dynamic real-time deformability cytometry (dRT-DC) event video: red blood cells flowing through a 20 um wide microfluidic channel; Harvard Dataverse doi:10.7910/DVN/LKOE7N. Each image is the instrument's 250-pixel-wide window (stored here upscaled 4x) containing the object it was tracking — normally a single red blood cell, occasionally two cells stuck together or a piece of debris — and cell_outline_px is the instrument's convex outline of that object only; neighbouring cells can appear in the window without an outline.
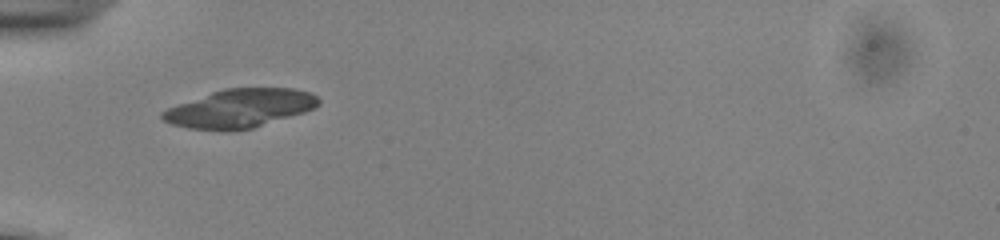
{"species": "common noctule bat (a hibernating species)", "species_latin": "Nyctalus noctula", "temperature_condition": "cold", "stored_images_in_passage": 36, "camera_frame_rate_fps": 3000, "um_per_image_px": 0.085, "animal": {"sex": "male", "body_mass_g": 13.0, "forearm_length_mm": 53.1}, "frame": {"image": 1, "passage_image": 1, "time_ms": 0.0, "image_size_px": [1000, 240], "cell_outline_px": [[320, 104], [316, 108], [304, 112], [252, 128], [224, 132], [188, 128], [172, 124], [164, 120], [160, 116], [160, 112], [168, 108], [212, 92], [224, 88], [296, 88], [312, 92], [320, 100]], "centroid_in_image_um": [20.41, 9.22], "position_along_channel_um": 64.6, "area_um2": 35.14}}
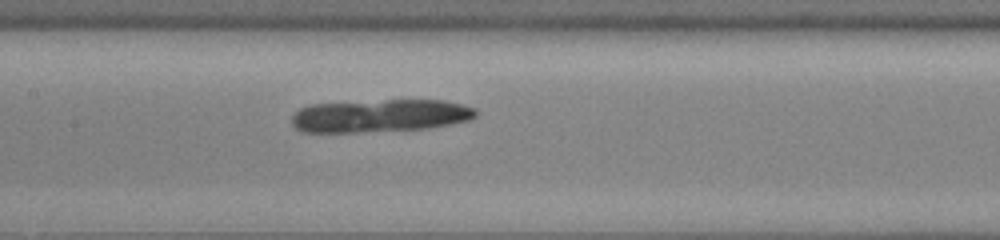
{"frame": {"image": 2, "passage_image": 10, "time_ms": 3.0, "image_size_px": [1000, 240], "cell_outline_px": [[480, 112], [476, 116], [468, 120], [428, 128], [356, 132], [304, 132], [296, 128], [292, 124], [292, 116], [300, 108], [312, 104], [388, 100], [444, 100], [476, 108]], "centroid_in_image_um": [32.32, 9.83], "position_along_channel_um": 175.1, "area_um2": 34.97}}
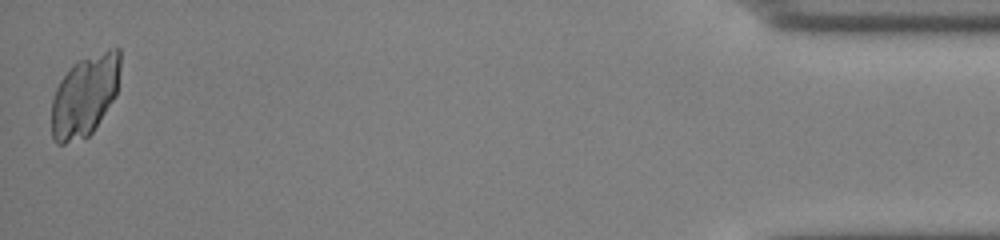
{"frame": {"image": 3, "passage_image": 36, "time_ms": 11.667, "image_size_px": [1000, 240], "cell_outline_px": [[120, 68], [116, 96], [92, 132], [88, 136], [64, 144], [56, 144], [52, 140], [52, 100], [56, 88], [60, 80], [72, 64], [80, 60], [108, 48], [120, 48]], "centroid_in_image_um": [7.21, 8.12], "position_along_channel_um": 428.0, "area_um2": 32.66}}